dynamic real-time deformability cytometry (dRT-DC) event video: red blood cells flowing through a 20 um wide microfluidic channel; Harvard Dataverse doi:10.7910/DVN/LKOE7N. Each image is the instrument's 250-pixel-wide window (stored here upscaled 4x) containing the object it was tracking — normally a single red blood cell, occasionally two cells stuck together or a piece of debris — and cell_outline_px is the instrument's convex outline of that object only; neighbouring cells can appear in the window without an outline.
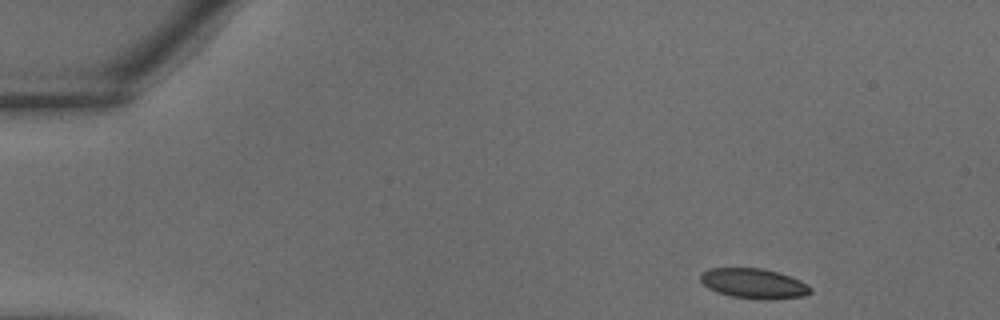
{"species": "common noctule bat (a hibernating species)", "species_latin": "Nyctalus noctula", "temperature_condition": "warm", "stored_images_in_passage": 34, "camera_frame_rate_fps": 3000, "um_per_image_px": 0.085, "animal": {"sex": "male", "body_mass_g": 18.8}, "frame": {"image": 1, "passage_image": 1, "time_ms": 0.0, "image_size_px": [1000, 320], "cell_outline_px": [[812, 292], [804, 296], [732, 296], [716, 292], [708, 288], [700, 280], [700, 276], [708, 268], [764, 268], [800, 280], [812, 288]], "centroid_in_image_um": [64.01, 24.03], "position_along_channel_um": 21.0, "area_um2": 18.09}}
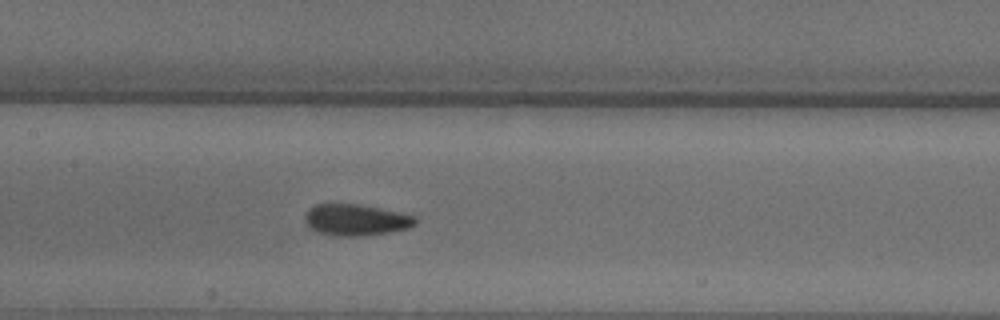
{"frame": {"image": 2, "passage_image": 15, "time_ms": 4.667, "image_size_px": [1000, 320], "cell_outline_px": [[416, 224], [408, 228], [388, 232], [356, 236], [336, 236], [316, 232], [308, 228], [304, 220], [304, 216], [316, 204], [360, 204], [416, 216]], "centroid_in_image_um": [30.22, 18.7], "position_along_channel_um": 177.2, "area_um2": 20.06}}
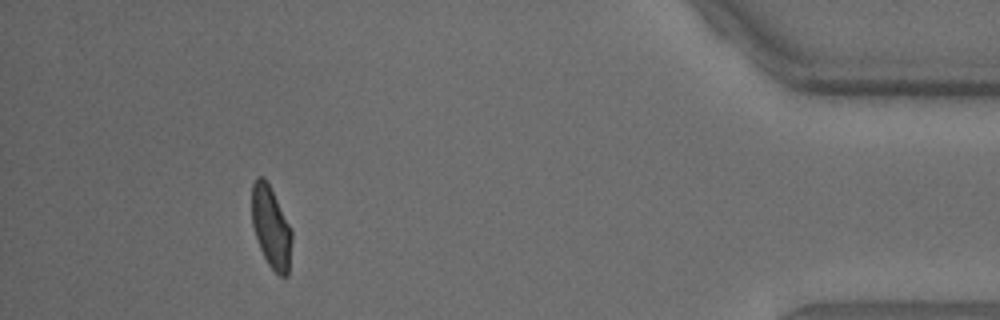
{"frame": {"image": 3, "passage_image": 31, "time_ms": 10.0, "image_size_px": [1000, 320], "cell_outline_px": [[292, 240], [288, 276], [280, 276], [268, 264], [260, 248], [252, 224], [252, 184], [256, 176], [264, 176], [292, 232]], "centroid_in_image_um": [23.03, 19.33], "position_along_channel_um": 412.2, "area_um2": 18.61}}